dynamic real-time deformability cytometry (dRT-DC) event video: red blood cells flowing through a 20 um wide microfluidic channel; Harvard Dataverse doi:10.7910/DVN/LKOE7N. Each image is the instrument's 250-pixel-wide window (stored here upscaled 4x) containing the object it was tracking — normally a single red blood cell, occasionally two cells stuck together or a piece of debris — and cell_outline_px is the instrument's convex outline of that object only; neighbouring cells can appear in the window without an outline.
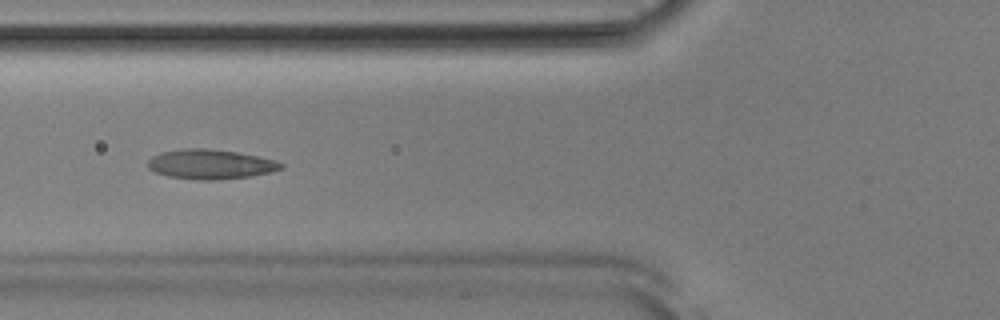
{"species": "Egyptian fruit bat (a non-hibernating species)", "species_latin": "Rousettus aegyptiacus", "temperature_condition": "room temperature", "stored_images_in_passage": 46, "camera_frame_rate_fps": 3000, "um_per_image_px": 0.085, "animal": {"sex": "male"}, "frame": {"image": 1, "passage_image": 14, "time_ms": 4.333, "image_size_px": [1000, 320], "cell_outline_px": [[284, 168], [268, 172], [248, 176], [216, 180], [200, 180], [168, 176], [156, 172], [148, 168], [148, 160], [152, 156], [160, 152], [184, 148], [204, 148], [236, 152], [276, 160], [284, 164]], "centroid_in_image_um": [17.86, 13.95], "position_along_channel_um": 107.9, "area_um2": 22.83}}
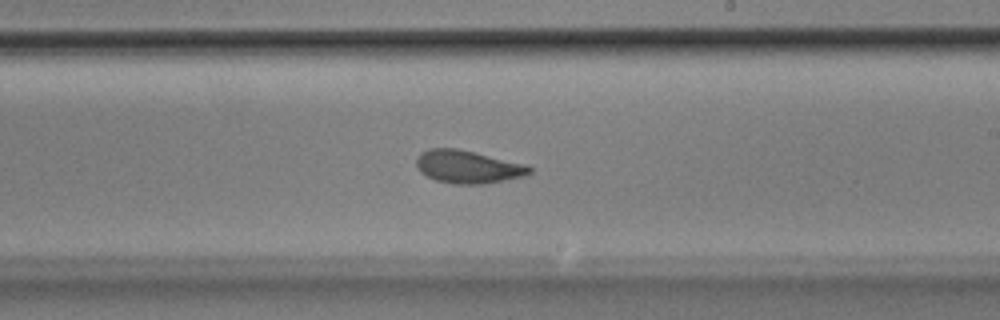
{"frame": {"image": 2, "passage_image": 25, "time_ms": 8.0, "image_size_px": [1000, 320], "cell_outline_px": [[532, 172], [528, 176], [480, 184], [452, 184], [436, 180], [420, 172], [416, 168], [416, 160], [420, 152], [428, 148], [456, 148], [528, 164], [532, 168]], "centroid_in_image_um": [39.79, 14.17], "position_along_channel_um": 249.2, "area_um2": 21.91}}
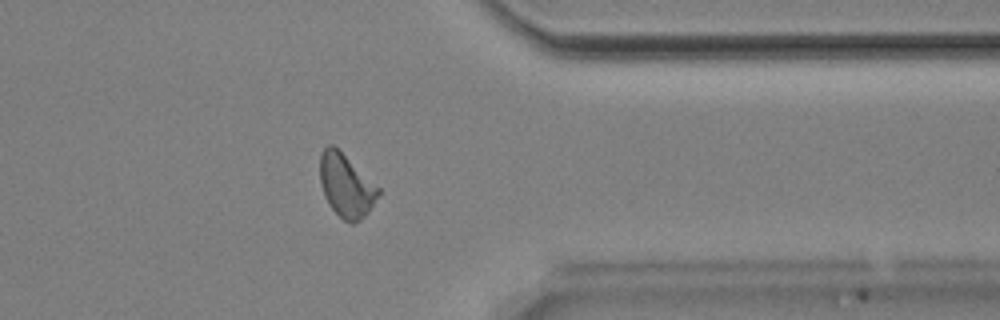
{"frame": {"image": 3, "passage_image": 36, "time_ms": 11.667, "image_size_px": [1000, 320], "cell_outline_px": [[380, 196], [368, 212], [360, 220], [352, 224], [344, 220], [328, 204], [324, 196], [320, 184], [320, 156], [324, 148], [328, 144], [332, 144], [380, 188]], "centroid_in_image_um": [29.42, 15.8], "position_along_channel_um": 382.0, "area_um2": 21.27}, "authors_computed_cell_mechanics": {"area_um2": 21.3282, "velocity_mm_per_s": 3.8564, "shape_relaxation_time_tau1_ms": 4.339, "shape_relaxation_time_tau2_ms": 1.3561, "deformation_change_tau1": 0.1423, "deformation_change_tau2": 0.078}}